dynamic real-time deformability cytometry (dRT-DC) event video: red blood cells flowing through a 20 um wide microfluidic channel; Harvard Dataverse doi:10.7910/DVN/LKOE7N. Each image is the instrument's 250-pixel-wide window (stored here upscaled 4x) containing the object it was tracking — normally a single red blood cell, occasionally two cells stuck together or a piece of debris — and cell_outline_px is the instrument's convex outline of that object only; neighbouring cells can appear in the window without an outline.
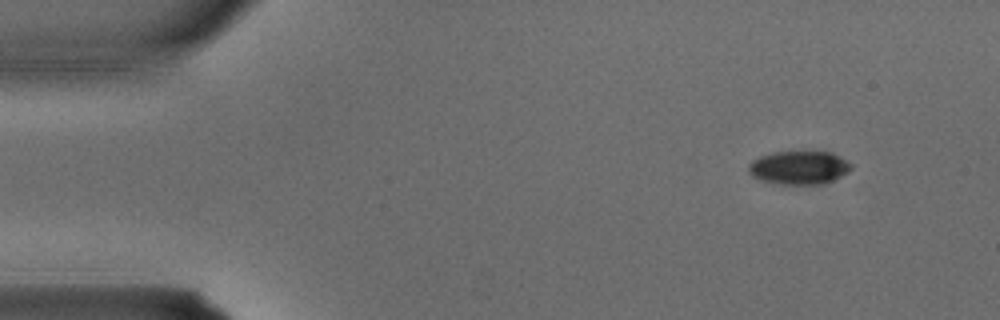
{"species": "common noctule bat (a hibernating species)", "species_latin": "Nyctalus noctula", "temperature_condition": "warm", "stored_images_in_passage": 3, "camera_frame_rate_fps": 3000, "um_per_image_px": 0.085, "animal": {"sex": "male", "body_mass_g": 15.6}, "frame": {"image": 1, "passage_image": 1, "time_ms": 0.0, "image_size_px": [1000, 320], "cell_outline_px": [[852, 168], [848, 172], [824, 184], [784, 184], [760, 180], [752, 176], [748, 172], [748, 164], [752, 160], [760, 156], [772, 152], [832, 152], [840, 156], [852, 164]], "centroid_in_image_um": [67.91, 14.24], "position_along_channel_um": 17.1, "area_um2": 20.0}}
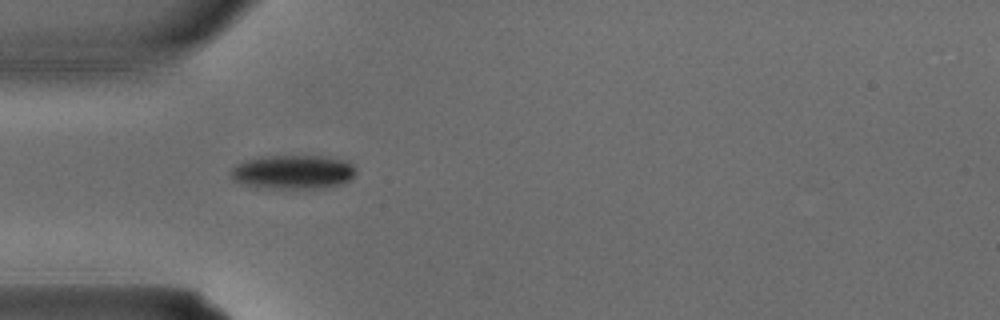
{"frame": {"image": 2, "passage_image": 3, "time_ms": 0.667, "image_size_px": [1000, 320], "cell_outline_px": [[356, 172], [352, 180], [344, 184], [332, 188], [272, 188], [248, 184], [236, 180], [232, 176], [232, 168], [236, 164], [244, 160], [272, 156], [320, 156], [344, 160], [352, 164], [356, 168]], "centroid_in_image_um": [25.03, 14.62], "position_along_channel_um": 60.0, "area_um2": 24.62}}